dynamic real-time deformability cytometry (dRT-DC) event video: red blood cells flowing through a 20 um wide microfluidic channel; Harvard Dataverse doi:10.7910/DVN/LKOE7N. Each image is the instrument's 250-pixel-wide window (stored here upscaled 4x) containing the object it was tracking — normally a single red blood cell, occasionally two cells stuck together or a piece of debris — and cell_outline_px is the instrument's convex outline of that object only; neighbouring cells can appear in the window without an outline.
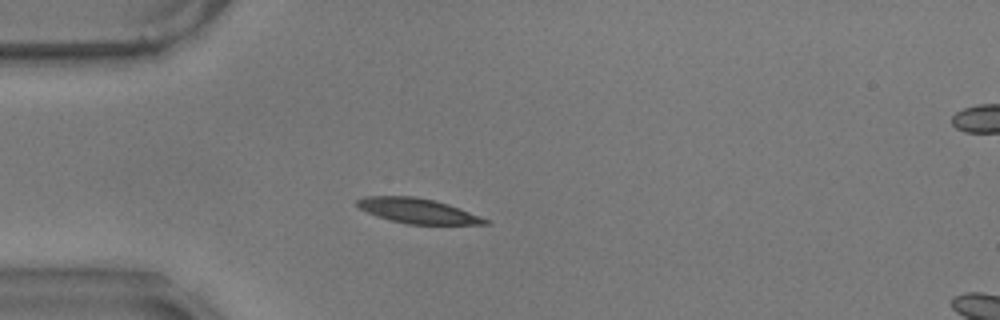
{"species": "common noctule bat (a hibernating species)", "species_latin": "Nyctalus noctula", "temperature_condition": "warm", "stored_images_in_passage": 43, "camera_frame_rate_fps": 3000, "um_per_image_px": 0.085, "animal": {"sex": "male", "body_mass_g": 17.9}, "frame": {"image": 1, "passage_image": 1, "time_ms": 0.0, "image_size_px": [1000, 320], "cell_outline_px": [[488, 224], [408, 224], [392, 220], [368, 212], [360, 208], [356, 204], [356, 200], [364, 196], [416, 196], [448, 204], [460, 208], [488, 220]], "centroid_in_image_um": [35.48, 17.91], "position_along_channel_um": 49.5, "area_um2": 18.21}}
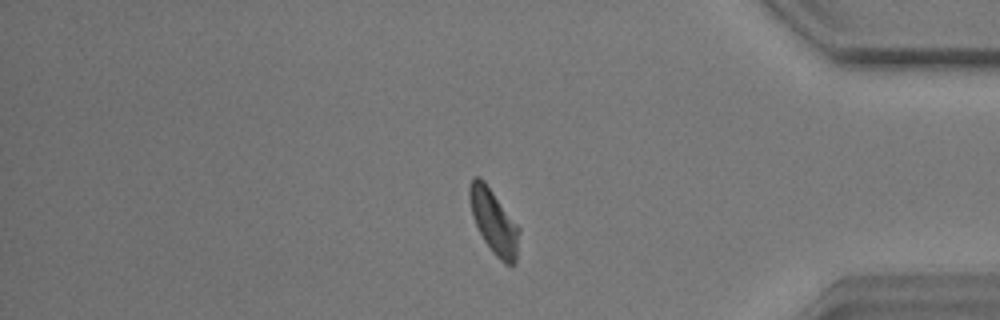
{"frame": {"image": 2, "passage_image": 34, "time_ms": 11.0, "image_size_px": [1000, 320], "cell_outline_px": [[520, 228], [516, 264], [504, 264], [492, 252], [484, 240], [472, 216], [468, 196], [468, 184], [472, 176], [480, 176], [484, 180]], "centroid_in_image_um": [41.96, 18.81], "position_along_channel_um": 393.2, "area_um2": 18.73}}
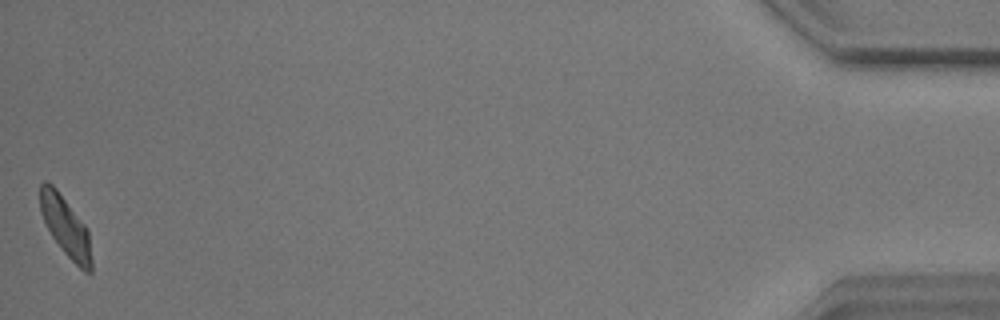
{"frame": {"image": 3, "passage_image": 43, "time_ms": 14.0, "image_size_px": [1000, 320], "cell_outline_px": [[92, 272], [84, 272], [60, 248], [52, 236], [40, 212], [40, 184], [44, 180], [48, 180], [56, 188], [84, 224], [88, 232], [92, 260]], "centroid_in_image_um": [5.57, 19.25], "position_along_channel_um": 429.6, "area_um2": 17.74}, "authors_computed_cell_mechanics": {"area_um2": 18.207, "velocity_mm_per_s": 3.4731, "shape_relaxation_time_tau1_ms": 4.5968, "shape_relaxation_time_tau2_ms": 2.988, "deformation_change_tau1": 0.1322, "deformation_change_tau2": 0.0875}}